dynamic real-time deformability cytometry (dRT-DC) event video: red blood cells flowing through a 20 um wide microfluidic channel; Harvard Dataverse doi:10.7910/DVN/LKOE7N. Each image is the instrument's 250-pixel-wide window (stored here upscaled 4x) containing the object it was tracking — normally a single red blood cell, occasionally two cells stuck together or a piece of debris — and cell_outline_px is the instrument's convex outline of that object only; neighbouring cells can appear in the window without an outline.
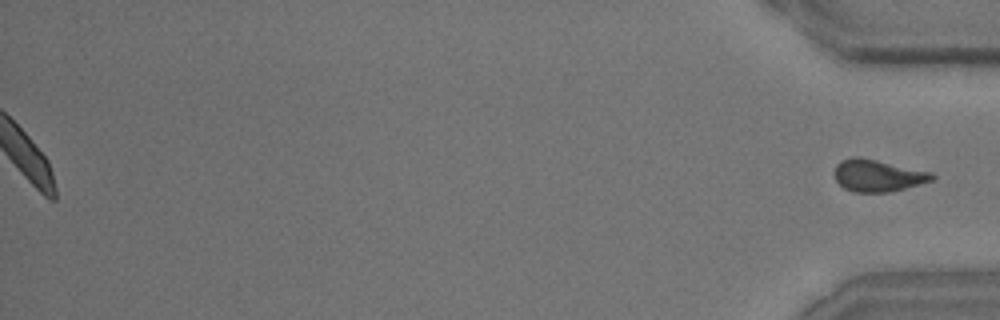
{"species": "common noctule bat (a hibernating species)", "species_latin": "Nyctalus noctula", "temperature_condition": "room temperature", "stored_images_in_passage": 55, "segment_of_instrument_passage": [2, 2], "camera_frame_rate_fps": 3000, "um_per_image_px": 0.085, "animal": {"sex": "male", "body_mass_g": 15.6}, "frame": {"image": 1, "passage_image": 55, "time_ms": 18.0, "image_size_px": [1000, 320], "cell_outline_px": [[936, 176], [932, 180], [904, 188], [888, 192], [852, 192], [844, 188], [836, 180], [836, 164], [840, 160], [852, 156], [860, 156], [932, 172]], "centroid_in_image_um": [74.59, 14.9], "position_along_channel_um": 360.6, "area_um2": 18.15}}